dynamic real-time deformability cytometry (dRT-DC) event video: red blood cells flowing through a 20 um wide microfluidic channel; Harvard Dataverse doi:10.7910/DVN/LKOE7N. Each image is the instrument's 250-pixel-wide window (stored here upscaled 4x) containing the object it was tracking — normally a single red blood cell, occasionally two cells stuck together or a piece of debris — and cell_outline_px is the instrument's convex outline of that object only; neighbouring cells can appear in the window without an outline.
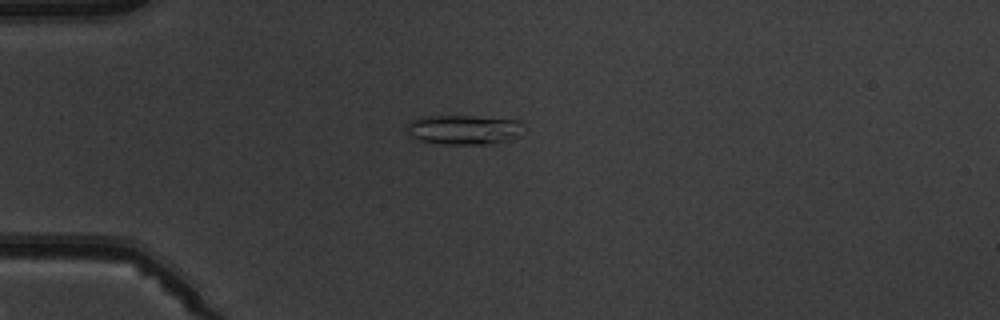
{"species": "common noctule bat (a hibernating species)", "species_latin": "Nyctalus noctula", "temperature_condition": "warm", "stored_images_in_passage": 6, "camera_frame_rate_fps": 3000, "um_per_image_px": 0.085, "animal": {"sex": "male", "body_mass_g": 19.5, "forearm_length_mm": 54.6}, "frame": {"image": 1, "passage_image": 5, "time_ms": 4.667, "image_size_px": [1000, 320], "cell_outline_px": [[516, 124], [508, 140], [488, 144], [444, 144], [420, 140], [412, 136], [404, 128], [408, 120], [420, 116], [476, 116], [516, 120]], "centroid_in_image_um": [39.15, 11.0], "position_along_channel_um": 45.9, "area_um2": 19.31}}